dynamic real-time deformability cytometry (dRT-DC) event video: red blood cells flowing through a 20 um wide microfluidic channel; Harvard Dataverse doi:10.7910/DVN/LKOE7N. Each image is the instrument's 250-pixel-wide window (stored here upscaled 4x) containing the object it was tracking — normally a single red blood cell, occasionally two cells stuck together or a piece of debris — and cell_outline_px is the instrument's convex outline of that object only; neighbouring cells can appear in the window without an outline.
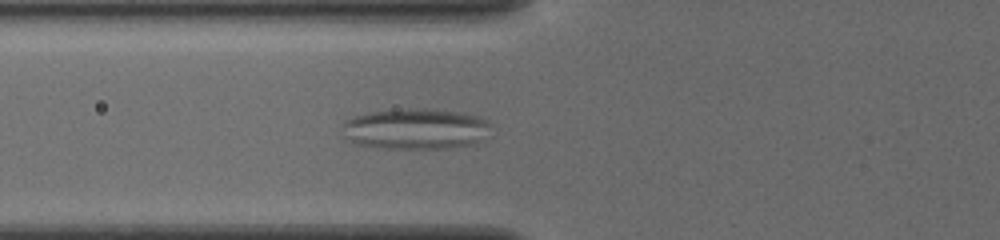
{"species": "common noctule bat (a hibernating species)", "species_latin": "Nyctalus noctula", "temperature_condition": "cold", "stored_images_in_passage": 61, "camera_frame_rate_fps": 3000, "um_per_image_px": 0.085, "animal": {"sex": "female", "body_mass_g": 19.5, "forearm_length_mm": 54.1}, "frame": {"image": 1, "passage_image": 26, "time_ms": 8.333, "image_size_px": [1000, 240], "cell_outline_px": [[484, 140], [476, 144], [448, 148], [376, 148], [356, 144], [348, 136], [344, 124], [352, 116], [372, 112], [424, 108], [456, 112], [476, 116], [484, 120]], "centroid_in_image_um": [35.31, 10.98], "position_along_channel_um": 90.5, "area_um2": 34.22}}
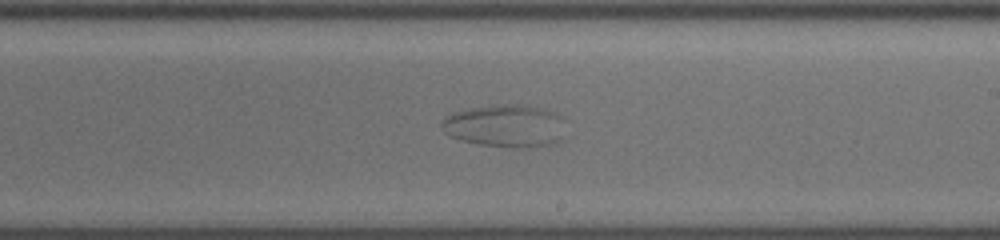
{"frame": {"image": 2, "passage_image": 39, "time_ms": 12.667, "image_size_px": [1000, 240], "cell_outline_px": [[560, 140], [556, 144], [532, 148], [504, 148], [476, 144], [460, 140], [452, 136], [448, 132], [444, 124], [444, 120], [448, 116], [456, 112], [468, 108], [504, 104], [516, 104], [544, 108], [552, 112], [556, 116]], "centroid_in_image_um": [42.92, 10.73], "position_along_channel_um": 246.1, "area_um2": 29.94}}
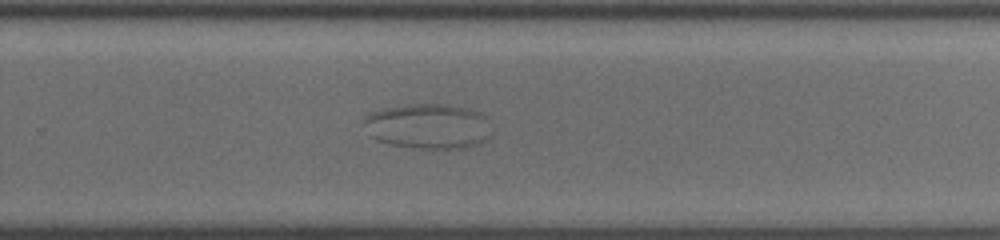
{"frame": {"image": 3, "passage_image": 43, "time_ms": 14.0, "image_size_px": [1000, 240], "cell_outline_px": [[484, 140], [480, 144], [448, 152], [392, 144], [376, 140], [372, 136], [364, 120], [368, 116], [376, 112], [388, 108], [416, 104], [448, 104], [464, 108], [476, 112], [484, 116]], "centroid_in_image_um": [36.38, 10.78], "position_along_channel_um": 293.4, "area_um2": 32.6}}